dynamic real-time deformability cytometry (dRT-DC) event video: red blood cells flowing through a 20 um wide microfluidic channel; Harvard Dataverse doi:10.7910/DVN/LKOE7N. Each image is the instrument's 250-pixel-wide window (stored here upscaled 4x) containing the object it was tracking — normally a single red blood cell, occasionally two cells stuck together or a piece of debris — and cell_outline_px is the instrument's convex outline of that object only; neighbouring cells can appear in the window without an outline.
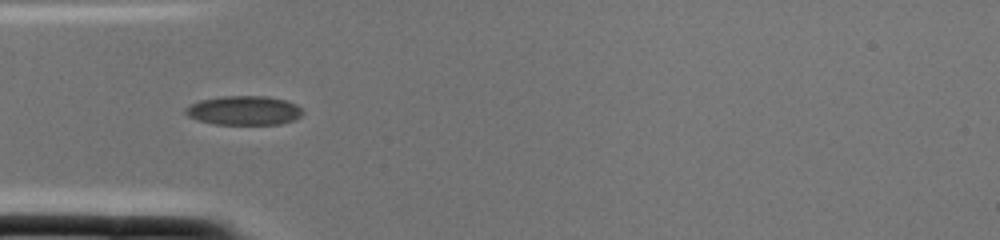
{"species": "common noctule bat (a hibernating species)", "species_latin": "Nyctalus noctula", "temperature_condition": "cold", "stored_images_in_passage": 2, "camera_frame_rate_fps": 3000, "um_per_image_px": 0.085, "animal": {"sex": "female", "body_mass_g": 22.0, "forearm_length_mm": 56.7}, "frame": {"image": 1, "passage_image": 2, "time_ms": 0.333, "image_size_px": [1000, 240], "cell_outline_px": [[304, 112], [300, 116], [292, 120], [280, 124], [212, 124], [196, 120], [188, 116], [184, 112], [184, 108], [188, 104], [200, 100], [224, 96], [268, 96], [288, 100], [296, 104]], "centroid_in_image_um": [20.7, 9.38], "position_along_channel_um": 64.3, "area_um2": 20.11}}